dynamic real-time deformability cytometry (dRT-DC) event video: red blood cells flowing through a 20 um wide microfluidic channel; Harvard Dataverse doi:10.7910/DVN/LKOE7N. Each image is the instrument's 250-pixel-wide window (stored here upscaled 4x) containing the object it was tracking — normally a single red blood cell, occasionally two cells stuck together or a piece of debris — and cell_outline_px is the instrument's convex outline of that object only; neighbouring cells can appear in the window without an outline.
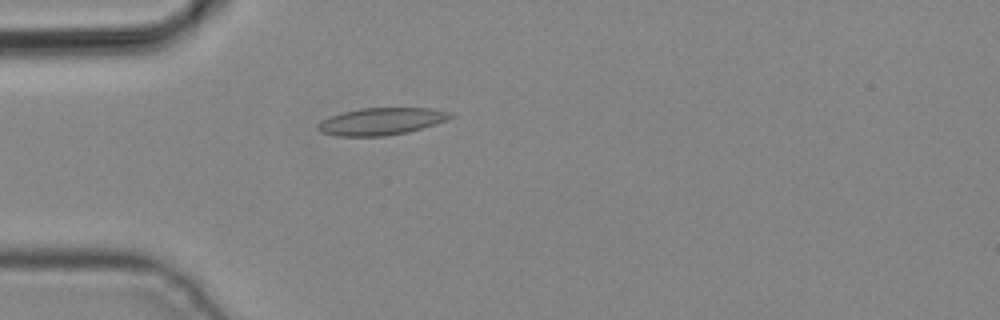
{"species": "common noctule bat (a hibernating species)", "species_latin": "Nyctalus noctula", "temperature_condition": "cold", "stored_images_in_passage": 1, "camera_frame_rate_fps": 3000, "um_per_image_px": 0.085, "animal": {"sex": "male", "body_mass_g": 19.2, "forearm_length_mm": 51.8}, "frame": {"image": 1, "passage_image": 1, "time_ms": 0.0, "image_size_px": [1000, 320], "cell_outline_px": [[456, 116], [448, 120], [436, 124], [408, 132], [384, 136], [336, 136], [320, 132], [316, 128], [316, 124], [320, 120], [328, 116], [360, 108], [432, 108], [452, 112]], "centroid_in_image_um": [32.41, 10.31], "position_along_channel_um": 52.6, "area_um2": 21.33}}